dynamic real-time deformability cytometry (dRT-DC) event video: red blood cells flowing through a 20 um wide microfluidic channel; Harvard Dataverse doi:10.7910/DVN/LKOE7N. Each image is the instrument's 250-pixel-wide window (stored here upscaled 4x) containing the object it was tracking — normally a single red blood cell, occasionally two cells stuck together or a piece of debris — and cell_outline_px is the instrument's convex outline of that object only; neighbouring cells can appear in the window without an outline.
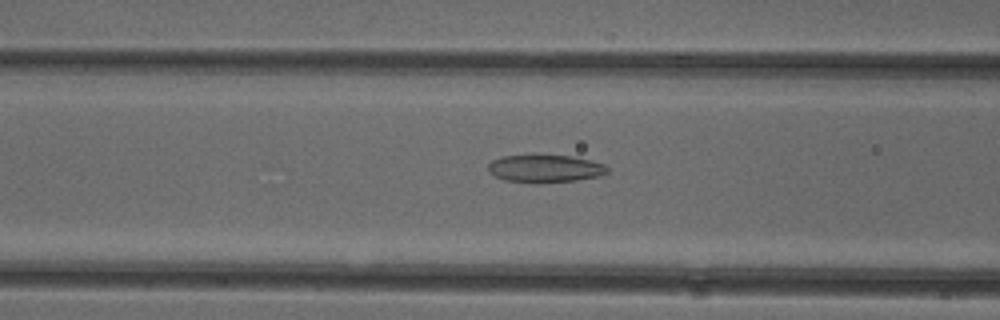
{"species": "common noctule bat (a hibernating species)", "species_latin": "Nyctalus noctula", "temperature_condition": "cold", "stored_images_in_passage": 52, "camera_frame_rate_fps": 3000, "um_per_image_px": 0.085, "animal": {"sex": "female"}, "frame": {"image": 1, "passage_image": 21, "time_ms": 6.667, "image_size_px": [1000, 320], "cell_outline_px": [[608, 172], [600, 176], [576, 180], [504, 180], [488, 172], [488, 164], [492, 160], [500, 156], [540, 152], [572, 156], [604, 164], [608, 168]], "centroid_in_image_um": [46.3, 14.23], "position_along_channel_um": 120.3, "area_um2": 19.19}}
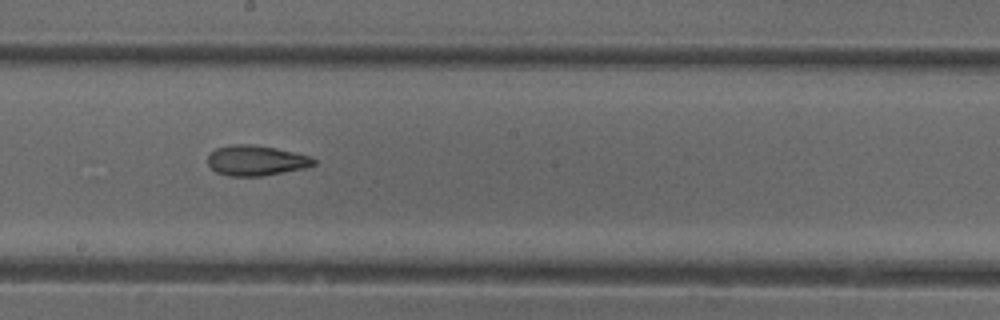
{"frame": {"image": 2, "passage_image": 29, "time_ms": 9.333, "image_size_px": [1000, 320], "cell_outline_px": [[316, 164], [304, 168], [260, 176], [228, 176], [216, 172], [208, 164], [208, 156], [216, 148], [228, 144], [252, 144], [276, 148], [312, 156], [316, 160]], "centroid_in_image_um": [21.76, 13.63], "position_along_channel_um": 226.4, "area_um2": 18.73}}
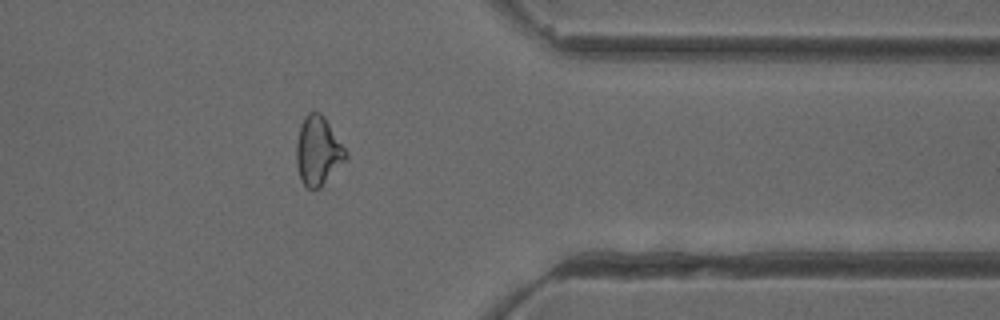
{"frame": {"image": 3, "passage_image": 42, "time_ms": 13.667, "image_size_px": [1000, 320], "cell_outline_px": [[348, 156], [320, 188], [308, 188], [300, 180], [296, 164], [296, 144], [300, 124], [304, 116], [308, 112], [320, 112], [324, 116], [348, 152]], "centroid_in_image_um": [27.01, 12.8], "position_along_channel_um": 384.4, "area_um2": 19.83}, "authors_computed_cell_mechanics": {"area_um2": 20.3745, "velocity_mm_per_s": 3.9746, "shape_relaxation_time_tau1_ms": null, "shape_relaxation_time_tau2_ms": 2.7089, "deformation_change_tau1": null, "deformation_change_tau2": 0.0989}}